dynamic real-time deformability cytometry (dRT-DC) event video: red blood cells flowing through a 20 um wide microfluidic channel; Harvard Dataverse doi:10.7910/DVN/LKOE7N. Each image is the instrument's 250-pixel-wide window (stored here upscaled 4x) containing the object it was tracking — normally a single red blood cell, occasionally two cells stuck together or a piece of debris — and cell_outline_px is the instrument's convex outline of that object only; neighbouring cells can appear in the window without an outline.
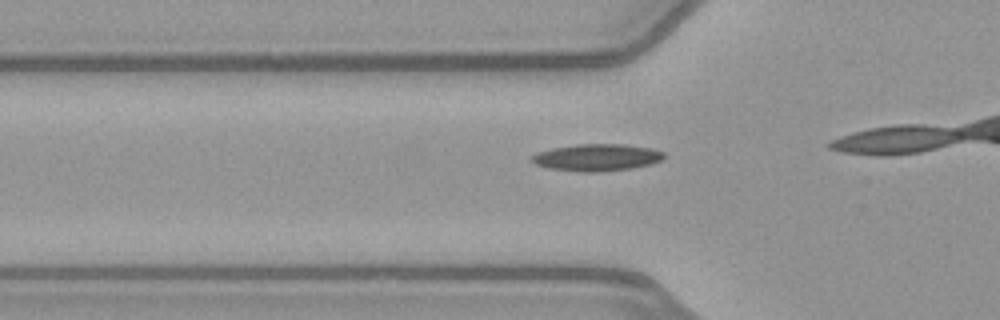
{"species": "common noctule bat (a hibernating species)", "species_latin": "Nyctalus noctula", "temperature_condition": "warm", "stored_images_in_passage": 20, "camera_frame_rate_fps": 3000, "um_per_image_px": 0.085, "animal": {"sex": "female", "body_mass_g": 21.9}, "frame": {"image": 1, "passage_image": 10, "time_ms": 3.0, "image_size_px": [1000, 320], "cell_outline_px": [[664, 156], [660, 160], [648, 164], [632, 168], [596, 172], [580, 172], [548, 168], [536, 164], [528, 160], [536, 152], [552, 148], [576, 144], [624, 144], [652, 148], [664, 152]], "centroid_in_image_um": [50.68, 13.38], "position_along_channel_um": 75.1, "area_um2": 20.81}}
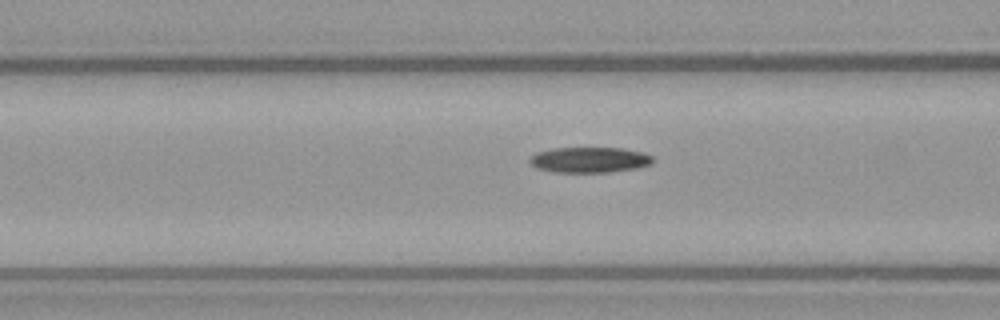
{"frame": {"image": 2, "passage_image": 13, "time_ms": 4.0, "image_size_px": [1000, 320], "cell_outline_px": [[652, 164], [636, 168], [608, 172], [552, 172], [536, 168], [528, 160], [536, 152], [552, 148], [624, 148], [644, 152], [652, 156]], "centroid_in_image_um": [50.1, 13.58], "position_along_channel_um": 116.5, "area_um2": 18.38}}
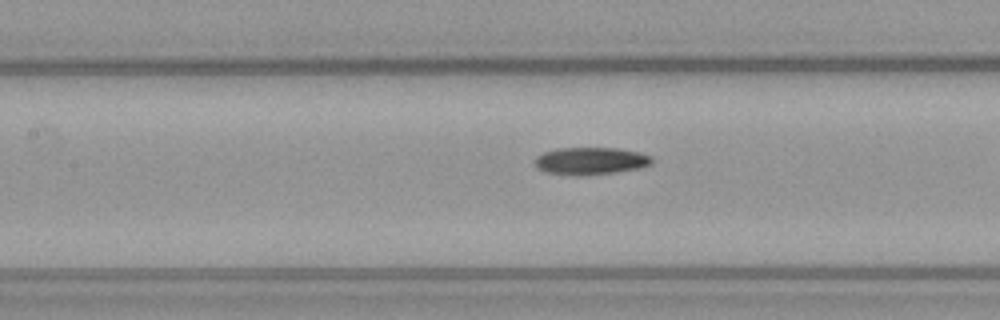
{"frame": {"image": 3, "passage_image": 16, "time_ms": 5.0, "image_size_px": [1000, 320], "cell_outline_px": [[652, 164], [640, 168], [612, 172], [580, 176], [576, 176], [544, 172], [536, 168], [536, 156], [544, 152], [556, 148], [616, 148], [640, 152], [652, 156]], "centroid_in_image_um": [50.19, 13.68], "position_along_channel_um": 157.2, "area_um2": 18.73}}